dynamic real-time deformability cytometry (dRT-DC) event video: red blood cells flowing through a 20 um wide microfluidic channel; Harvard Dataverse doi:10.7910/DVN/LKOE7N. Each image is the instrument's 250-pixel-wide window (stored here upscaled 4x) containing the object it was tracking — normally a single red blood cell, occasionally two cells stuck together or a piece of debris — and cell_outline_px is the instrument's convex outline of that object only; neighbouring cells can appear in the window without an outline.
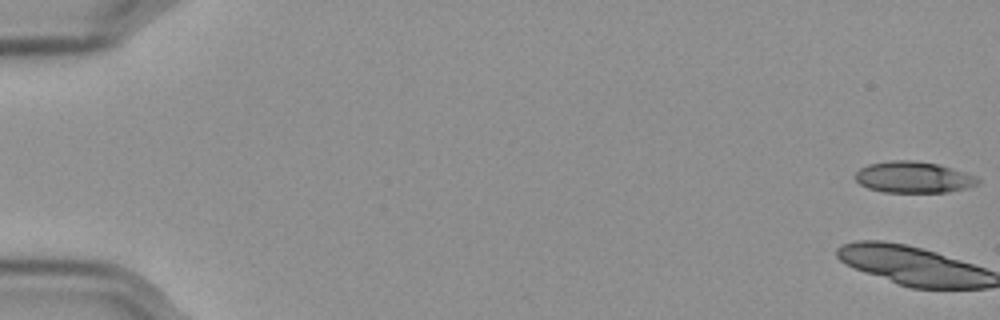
{"species": "Egyptian fruit bat (a non-hibernating species)", "species_latin": "Rousettus aegyptiacus", "temperature_condition": "cold", "stored_images_in_passage": 11, "camera_frame_rate_fps": 3000, "um_per_image_px": 0.085, "frame": {"image": 1, "passage_image": 1, "time_ms": 0.0, "image_size_px": [1000, 320], "cell_outline_px": [[980, 180], [976, 184], [964, 188], [948, 192], [884, 192], [868, 188], [860, 184], [856, 180], [856, 172], [860, 168], [868, 164], [892, 160], [912, 160], [940, 164], [972, 176]], "centroid_in_image_um": [77.58, 15.06], "position_along_channel_um": 7.4, "area_um2": 22.02}}